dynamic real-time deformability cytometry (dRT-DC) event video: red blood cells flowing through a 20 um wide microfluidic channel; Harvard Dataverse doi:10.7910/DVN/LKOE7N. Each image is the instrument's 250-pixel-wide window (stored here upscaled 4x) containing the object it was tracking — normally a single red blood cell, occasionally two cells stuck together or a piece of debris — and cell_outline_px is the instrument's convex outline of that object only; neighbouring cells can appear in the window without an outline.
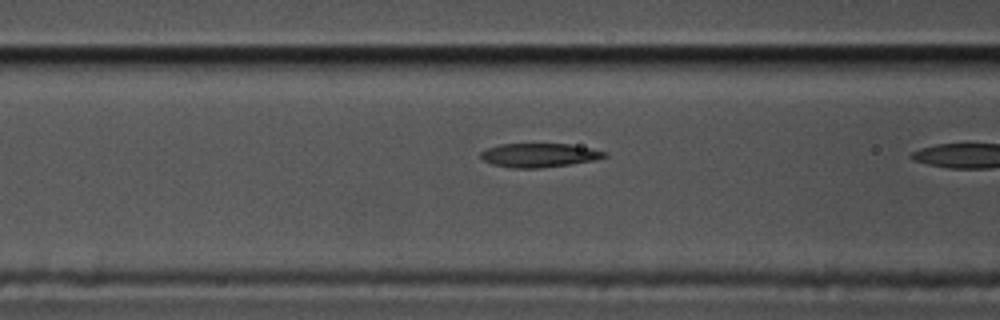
{"species": "common noctule bat (a hibernating species)", "species_latin": "Nyctalus noctula", "temperature_condition": "cold", "stored_images_in_passage": 17, "camera_frame_rate_fps": 3000, "um_per_image_px": 0.085, "animal": {"sex": "male", "body_mass_g": 17.5, "forearm_length_mm": 52.3}, "frame": {"image": 1, "passage_image": 15, "time_ms": 4.667, "image_size_px": [1000, 320], "cell_outline_px": [[608, 156], [596, 160], [540, 168], [512, 168], [492, 164], [484, 160], [480, 156], [480, 152], [488, 148], [500, 144], [568, 144], [592, 148], [608, 152]], "centroid_in_image_um": [45.86, 13.19], "position_along_channel_um": 120.7, "area_um2": 17.22}}